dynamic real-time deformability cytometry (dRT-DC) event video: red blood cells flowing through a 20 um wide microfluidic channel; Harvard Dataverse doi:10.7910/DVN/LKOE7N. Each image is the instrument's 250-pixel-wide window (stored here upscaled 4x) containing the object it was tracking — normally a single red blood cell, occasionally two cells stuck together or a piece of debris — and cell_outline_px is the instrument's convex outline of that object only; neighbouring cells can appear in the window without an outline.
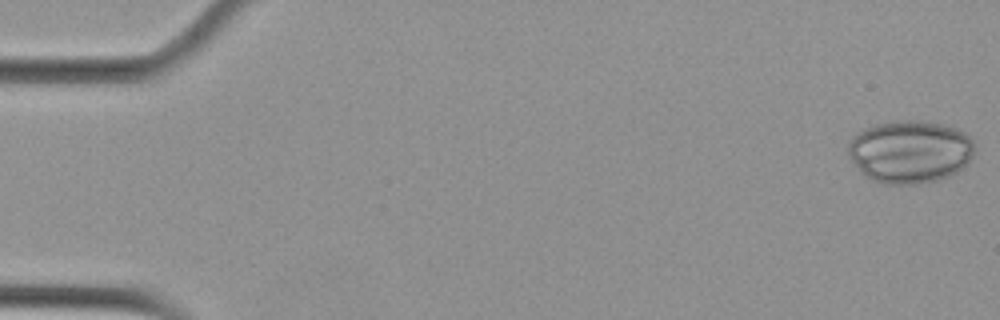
{"species": "Egyptian fruit bat (a non-hibernating species)", "species_latin": "Rousettus aegyptiacus", "temperature_condition": "cold", "stored_images_in_passage": 56, "camera_frame_rate_fps": 3000, "um_per_image_px": 0.085, "animal": {"sex": "female"}, "frame": {"image": 1, "passage_image": 1, "time_ms": 0.0, "image_size_px": [1000, 320], "cell_outline_px": [[976, 144], [972, 156], [968, 164], [964, 168], [948, 176], [936, 180], [916, 184], [884, 184], [872, 180], [860, 172], [852, 160], [848, 152], [848, 144], [852, 136], [856, 132], [872, 124], [900, 120], [920, 120], [940, 124], [956, 128], [964, 132]], "centroid_in_image_um": [77.34, 12.88], "position_along_channel_um": 7.7, "area_um2": 46.64}}
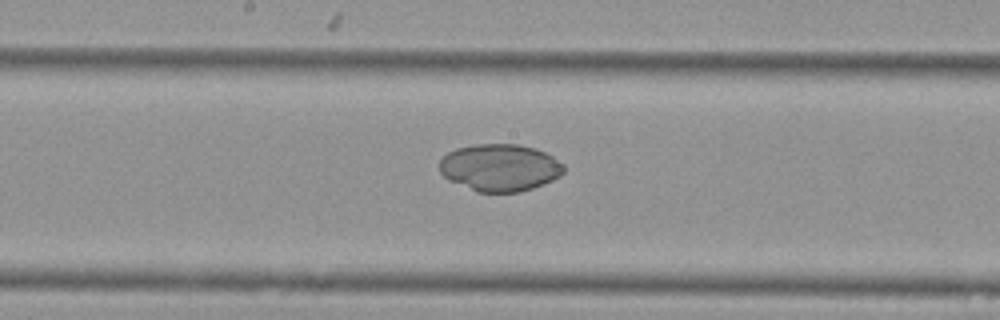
{"frame": {"image": 2, "passage_image": 29, "time_ms": 9.333, "image_size_px": [1000, 320], "cell_outline_px": [[564, 172], [560, 176], [552, 180], [532, 188], [520, 192], [476, 192], [448, 180], [440, 172], [440, 160], [448, 152], [456, 148], [476, 144], [516, 144], [536, 148], [552, 156], [564, 164]], "centroid_in_image_um": [42.48, 14.24], "position_along_channel_um": 205.7, "area_um2": 34.28}}
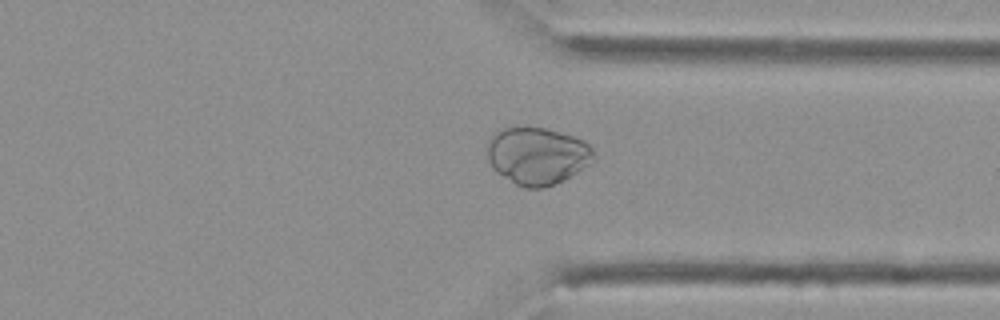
{"frame": {"image": 3, "passage_image": 42, "time_ms": 13.667, "image_size_px": [1000, 320], "cell_outline_px": [[596, 160], [592, 164], [564, 180], [544, 188], [524, 188], [516, 184], [496, 172], [492, 168], [488, 160], [488, 140], [500, 128], [544, 128], [560, 132], [584, 140], [592, 148], [596, 156]], "centroid_in_image_um": [45.7, 13.26], "position_along_channel_um": 365.7, "area_um2": 35.72}}